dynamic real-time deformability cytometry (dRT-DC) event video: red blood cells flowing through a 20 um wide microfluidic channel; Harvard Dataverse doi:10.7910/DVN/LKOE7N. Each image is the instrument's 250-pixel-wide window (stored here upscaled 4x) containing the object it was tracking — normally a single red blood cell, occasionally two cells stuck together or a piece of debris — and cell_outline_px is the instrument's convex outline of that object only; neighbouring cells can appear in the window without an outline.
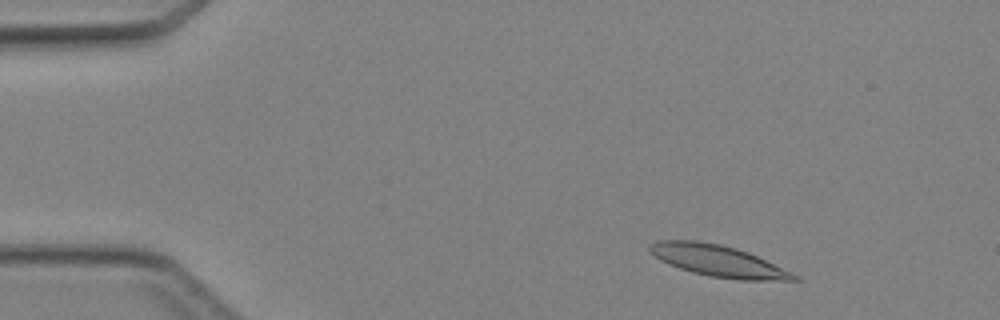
{"species": "Egyptian fruit bat (a non-hibernating species)", "species_latin": "Rousettus aegyptiacus", "temperature_condition": "cold", "stored_images_in_passage": 44, "camera_frame_rate_fps": 3000, "um_per_image_px": 0.085, "animal": {"sex": "female"}, "frame": {"image": 1, "passage_image": 4, "time_ms": 1.0, "image_size_px": [1000, 320], "cell_outline_px": [[804, 280], [740, 280], [712, 276], [692, 272], [668, 264], [660, 260], [648, 248], [648, 244], [656, 240], [700, 240], [720, 244], [736, 248], [748, 252], [792, 272]], "centroid_in_image_um": [61.03, 22.16], "position_along_channel_um": 24.0, "area_um2": 26.36}}
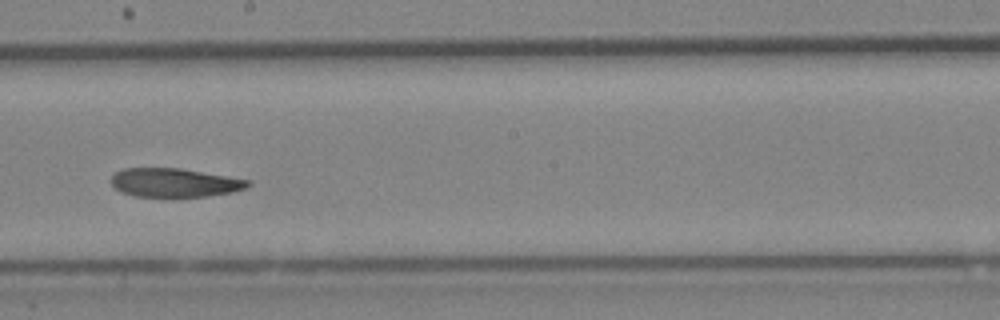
{"frame": {"image": 2, "passage_image": 24, "time_ms": 7.667, "image_size_px": [1000, 320], "cell_outline_px": [[252, 184], [248, 188], [232, 192], [208, 196], [136, 196], [120, 192], [112, 184], [112, 176], [116, 172], [124, 168], [180, 168], [248, 180]], "centroid_in_image_um": [14.84, 15.52], "position_along_channel_um": 233.4, "area_um2": 22.66}}
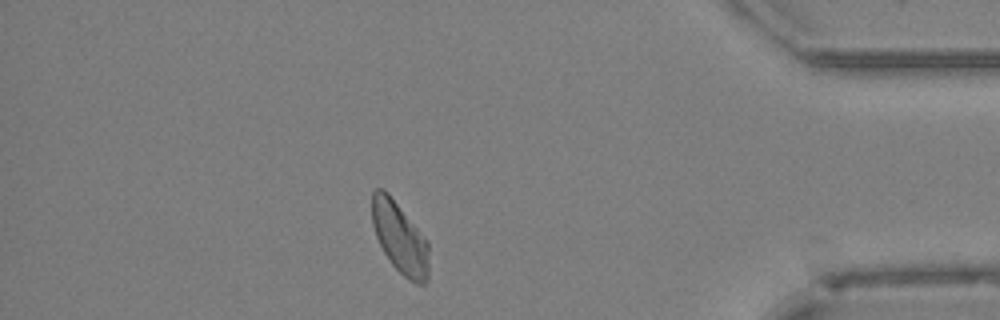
{"frame": {"image": 3, "passage_image": 38, "time_ms": 12.333, "image_size_px": [1000, 320], "cell_outline_px": [[428, 280], [424, 284], [416, 284], [408, 280], [392, 264], [384, 252], [376, 236], [372, 224], [372, 192], [376, 188], [380, 188], [388, 192], [428, 240]], "centroid_in_image_um": [33.99, 20.21], "position_along_channel_um": 401.2, "area_um2": 23.64}}